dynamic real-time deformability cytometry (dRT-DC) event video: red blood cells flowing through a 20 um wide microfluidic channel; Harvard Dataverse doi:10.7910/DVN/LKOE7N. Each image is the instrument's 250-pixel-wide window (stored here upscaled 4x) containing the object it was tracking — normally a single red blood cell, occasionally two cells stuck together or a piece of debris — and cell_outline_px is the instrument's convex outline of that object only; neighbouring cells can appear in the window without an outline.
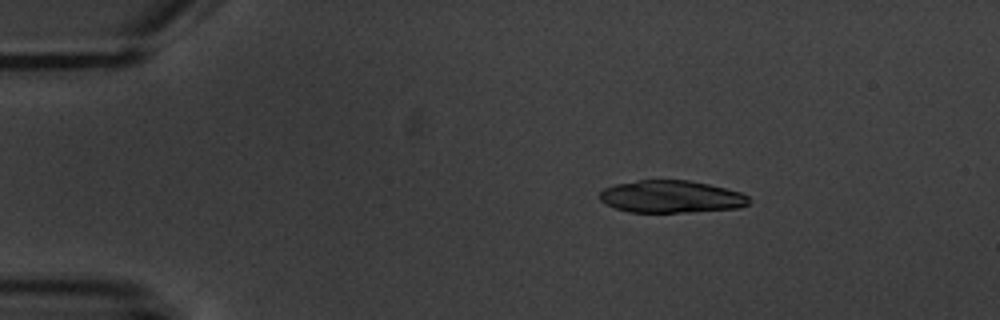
{"species": "common noctule bat (a hibernating species)", "species_latin": "Nyctalus noctula", "temperature_condition": "warm", "stored_images_in_passage": 5, "camera_frame_rate_fps": 3000, "um_per_image_px": 0.085, "animal": {"sex": "male", "body_mass_g": 20.1, "forearm_length_mm": 53.5}, "frame": {"image": 1, "passage_image": 3, "time_ms": 2.333, "image_size_px": [1000, 320], "cell_outline_px": [[752, 200], [748, 204], [740, 208], [688, 212], [628, 212], [604, 204], [600, 200], [600, 192], [604, 188], [616, 184], [640, 180], [688, 180], [708, 184], [740, 192], [748, 196]], "centroid_in_image_um": [57.05, 16.72], "position_along_channel_um": 27.9, "area_um2": 28.15}}